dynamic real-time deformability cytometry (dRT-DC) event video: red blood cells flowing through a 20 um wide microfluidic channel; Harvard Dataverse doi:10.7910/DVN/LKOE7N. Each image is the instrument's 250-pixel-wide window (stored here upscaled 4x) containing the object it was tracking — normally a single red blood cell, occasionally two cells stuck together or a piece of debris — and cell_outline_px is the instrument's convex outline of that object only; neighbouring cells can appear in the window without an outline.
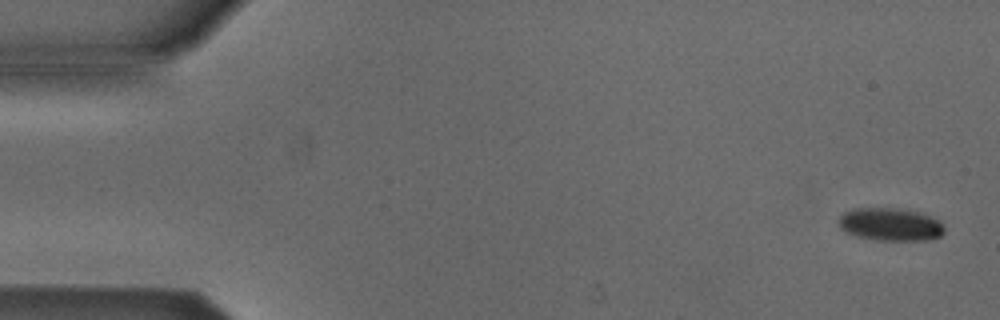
{"species": "Egyptian fruit bat (a non-hibernating species)", "species_latin": "Rousettus aegyptiacus", "temperature_condition": "cold", "stored_images_in_passage": 5, "camera_frame_rate_fps": 3000, "um_per_image_px": 0.085, "animal": {"sex": "male"}, "frame": {"image": 1, "passage_image": 1, "time_ms": 0.0, "image_size_px": [1000, 320], "cell_outline_px": [[944, 232], [940, 236], [928, 240], [880, 240], [856, 236], [844, 232], [840, 228], [836, 220], [844, 212], [852, 208], [900, 208], [920, 212], [940, 220], [944, 224]], "centroid_in_image_um": [75.66, 19.06], "position_along_channel_um": 9.3, "area_um2": 20.58}}
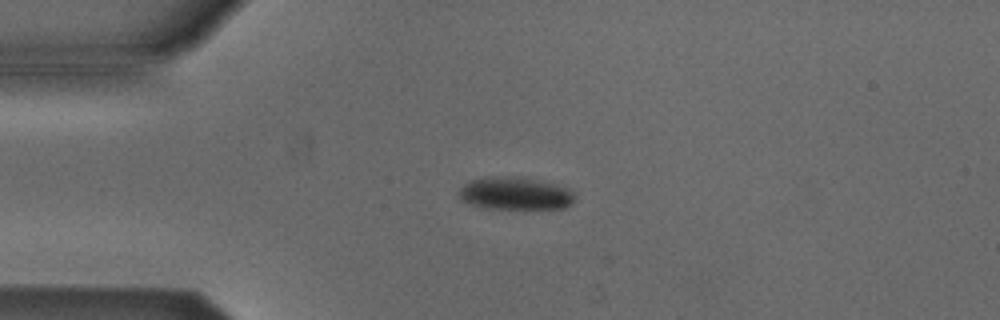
{"frame": {"image": 2, "passage_image": 4, "time_ms": 3.667, "image_size_px": [1000, 320], "cell_outline_px": [[572, 204], [564, 208], [480, 208], [468, 204], [460, 200], [456, 192], [468, 180], [484, 176], [524, 176], [572, 188]], "centroid_in_image_um": [43.71, 16.41], "position_along_channel_um": 41.3, "area_um2": 22.66}}